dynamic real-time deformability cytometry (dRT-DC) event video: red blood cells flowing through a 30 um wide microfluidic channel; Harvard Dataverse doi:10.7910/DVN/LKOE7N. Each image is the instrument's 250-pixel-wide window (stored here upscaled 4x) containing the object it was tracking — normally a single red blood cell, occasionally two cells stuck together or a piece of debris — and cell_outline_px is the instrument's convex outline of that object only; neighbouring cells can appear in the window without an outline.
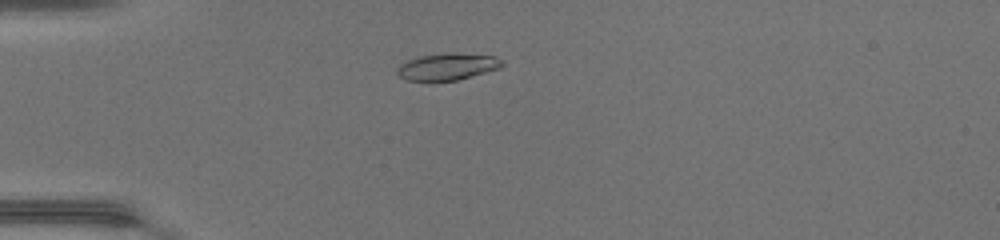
{"species": "common noctule bat (a hibernating species)", "species_latin": "Nyctalus noctula", "temperature_condition": "warm", "stored_images_in_passage": 39, "camera_frame_rate_fps": 3000, "um_per_image_px": 0.085, "animal": {"sex": "female", "body_mass_g": 17.0, "forearm_length_mm": 48.0}, "frame": {"image": 1, "passage_image": 5, "time_ms": 1.333, "image_size_px": [1000, 240], "cell_outline_px": [[504, 64], [500, 68], [456, 80], [404, 80], [396, 72], [396, 68], [400, 64], [416, 56], [444, 52], [452, 52], [492, 56], [500, 60]], "centroid_in_image_um": [37.97, 5.64], "position_along_channel_um": 47.0, "area_um2": 16.36}}
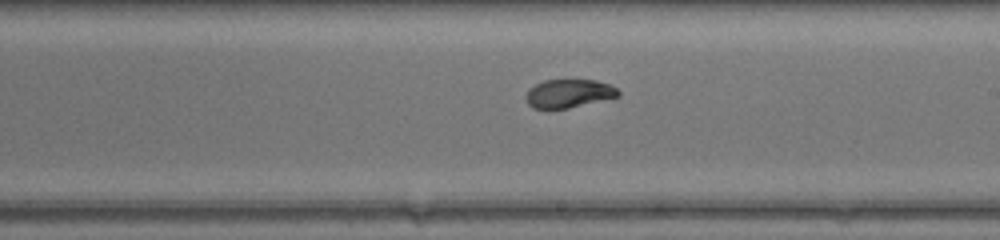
{"frame": {"image": 2, "passage_image": 20, "time_ms": 6.333, "image_size_px": [1000, 240], "cell_outline_px": [[620, 96], [568, 108], [532, 108], [528, 104], [528, 88], [544, 80], [596, 80], [608, 84], [616, 88], [620, 92]], "centroid_in_image_um": [48.37, 7.94], "position_along_channel_um": 240.6, "area_um2": 15.03}}
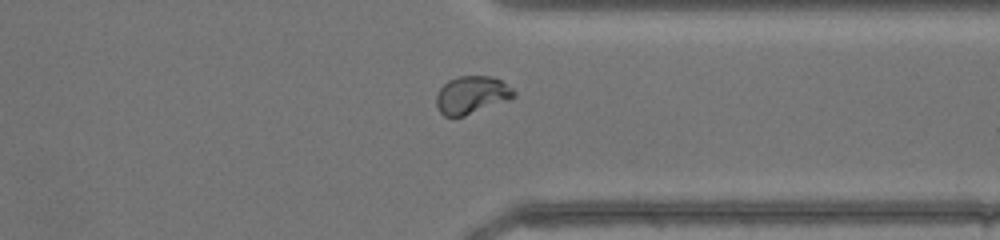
{"frame": {"image": 3, "passage_image": 29, "time_ms": 9.333, "image_size_px": [1000, 240], "cell_outline_px": [[516, 96], [508, 100], [464, 116], [444, 116], [440, 112], [436, 104], [436, 96], [440, 88], [448, 80], [460, 76], [492, 76], [500, 80], [512, 88], [516, 92]], "centroid_in_image_um": [40.09, 8.06], "position_along_channel_um": 371.3, "area_um2": 16.94}, "authors_computed_cell_mechanics": {"area_um2": 16.5308, "velocity_mm_per_s": 4.3853, "shape_relaxation_time_tau1_ms": 4.4612, "shape_relaxation_time_tau2_ms": 0.7418, "deformation_change_tau1": 0.1816, "deformation_change_tau2": 0.0361}}